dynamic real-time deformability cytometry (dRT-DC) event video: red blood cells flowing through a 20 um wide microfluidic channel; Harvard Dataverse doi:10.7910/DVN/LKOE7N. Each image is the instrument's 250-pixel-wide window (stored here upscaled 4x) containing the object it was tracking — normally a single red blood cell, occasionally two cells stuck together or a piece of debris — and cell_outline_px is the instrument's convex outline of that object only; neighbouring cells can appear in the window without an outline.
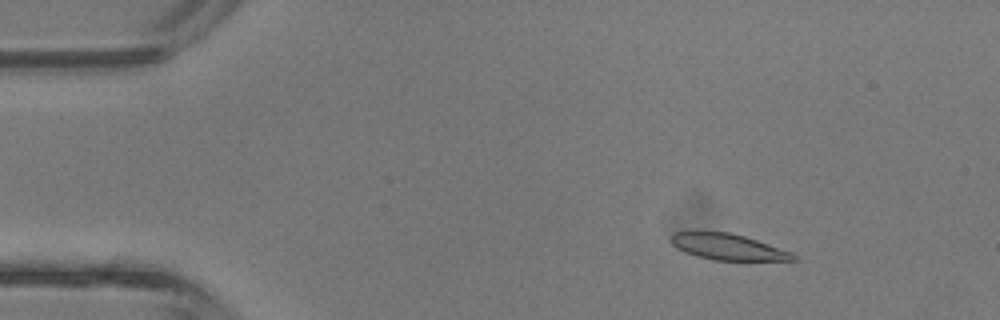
{"species": "common noctule bat (a hibernating species)", "species_latin": "Nyctalus noctula", "temperature_condition": "room temperature", "stored_images_in_passage": 42, "camera_frame_rate_fps": 3000, "um_per_image_px": 0.085, "animal": {"sex": "male", "body_mass_g": 13.3}, "frame": {"image": 1, "passage_image": 5, "time_ms": 1.333, "image_size_px": [1000, 320], "cell_outline_px": [[800, 260], [712, 260], [696, 256], [684, 252], [676, 248], [668, 240], [672, 232], [728, 232], [744, 236], [792, 252]], "centroid_in_image_um": [61.82, 20.99], "position_along_channel_um": 23.2, "area_um2": 18.55}}
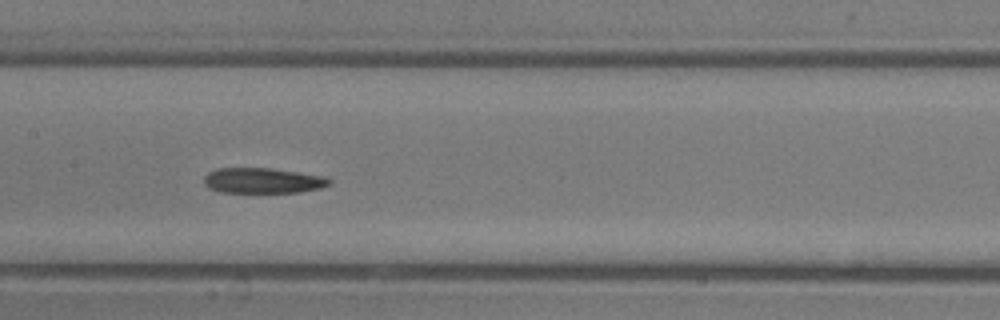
{"frame": {"image": 2, "passage_image": 20, "time_ms": 6.333, "image_size_px": [1000, 320], "cell_outline_px": [[332, 184], [320, 188], [300, 192], [220, 192], [208, 188], [204, 184], [204, 176], [208, 172], [216, 168], [268, 168], [296, 172], [320, 176], [332, 180]], "centroid_in_image_um": [22.29, 15.35], "position_along_channel_um": 185.1, "area_um2": 18.44}}
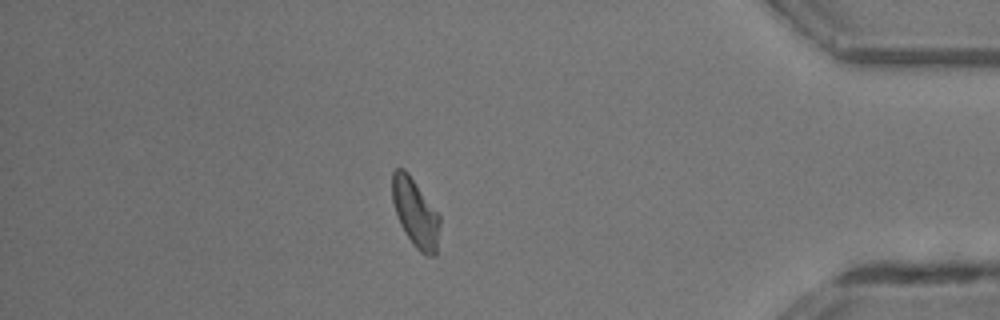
{"frame": {"image": 3, "passage_image": 36, "time_ms": 11.667, "image_size_px": [1000, 320], "cell_outline_px": [[440, 224], [436, 256], [428, 256], [420, 252], [412, 244], [400, 224], [392, 200], [392, 172], [396, 168], [404, 168], [408, 172], [440, 212]], "centroid_in_image_um": [35.34, 18.07], "position_along_channel_um": 399.9, "area_um2": 19.36}}